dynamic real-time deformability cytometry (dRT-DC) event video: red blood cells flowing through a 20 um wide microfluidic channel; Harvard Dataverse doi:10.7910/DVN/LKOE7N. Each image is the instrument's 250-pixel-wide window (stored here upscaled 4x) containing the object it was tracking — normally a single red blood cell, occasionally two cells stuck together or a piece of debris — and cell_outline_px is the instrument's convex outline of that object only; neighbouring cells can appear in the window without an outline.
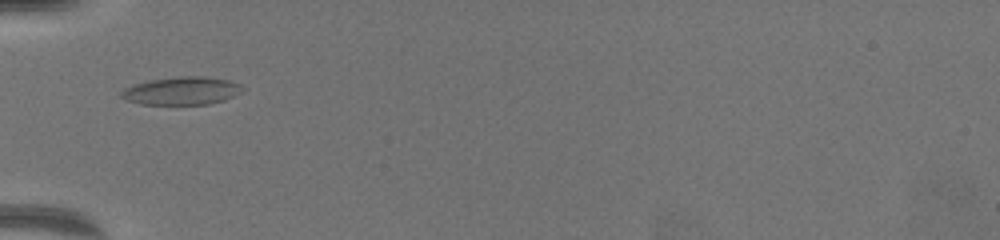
{"species": "common noctule bat (a hibernating species)", "species_latin": "Nyctalus noctula", "temperature_condition": "warm", "stored_images_in_passage": 17, "camera_frame_rate_fps": 3000, "um_per_image_px": 0.085, "animal": {"sex": "female", "body_mass_g": 19.5, "forearm_length_mm": 54.1}, "frame": {"image": 1, "passage_image": 1, "time_ms": 0.0, "image_size_px": [1000, 240], "cell_outline_px": [[244, 92], [224, 100], [208, 104], [140, 104], [128, 100], [120, 96], [120, 92], [124, 88], [132, 84], [148, 80], [180, 76], [204, 76], [228, 80], [240, 84], [244, 88]], "centroid_in_image_um": [15.46, 7.71], "position_along_channel_um": 69.5, "area_um2": 19.88}}